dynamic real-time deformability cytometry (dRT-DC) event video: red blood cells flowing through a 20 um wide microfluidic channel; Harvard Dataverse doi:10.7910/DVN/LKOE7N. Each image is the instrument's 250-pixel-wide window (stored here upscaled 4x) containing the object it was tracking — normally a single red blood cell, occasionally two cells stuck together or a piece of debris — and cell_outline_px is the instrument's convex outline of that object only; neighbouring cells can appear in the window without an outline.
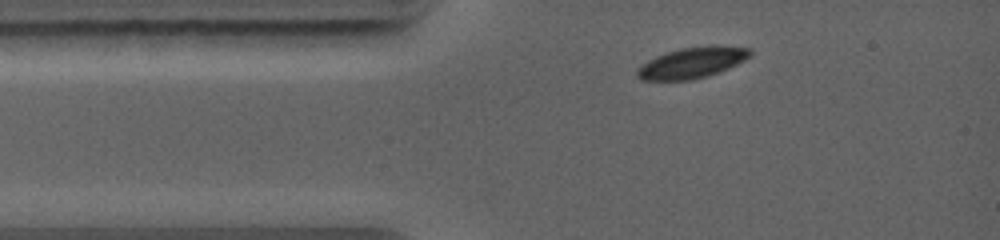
{"species": "common noctule bat (a hibernating species)", "species_latin": "Nyctalus noctula", "temperature_condition": "warm", "stored_images_in_passage": 3, "camera_frame_rate_fps": 5000, "um_per_image_px": 0.085, "animal": {"sex": "female", "body_mass_g": 19.0, "forearm_length_mm": 56.7}, "frame": {"image": 1, "passage_image": 1, "time_ms": 0.0, "image_size_px": [1000, 240], "cell_outline_px": [[752, 56], [728, 68], [708, 76], [692, 80], [640, 80], [636, 76], [636, 68], [648, 60], [664, 52], [680, 48], [708, 44], [716, 44], [752, 48]], "centroid_in_image_um": [58.84, 5.3], "position_along_channel_um": 26.2, "area_um2": 20.87}}
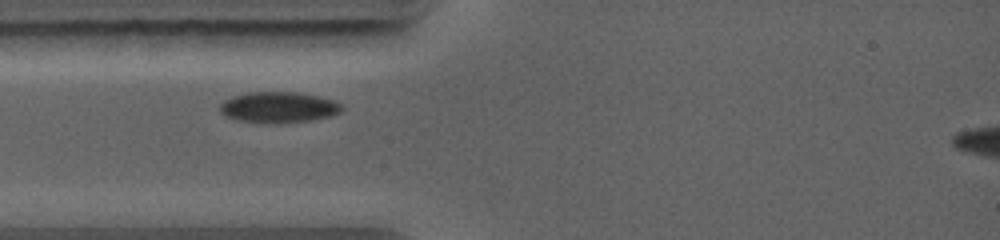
{"frame": {"image": 2, "passage_image": 2, "time_ms": 1.2, "image_size_px": [1000, 240], "cell_outline_px": [[344, 108], [340, 112], [332, 116], [312, 120], [280, 124], [260, 124], [240, 120], [224, 116], [220, 112], [220, 104], [224, 100], [232, 96], [248, 92], [296, 92], [316, 96], [332, 100], [340, 104]], "centroid_in_image_um": [23.65, 9.14], "position_along_channel_um": 61.4, "area_um2": 22.25}}
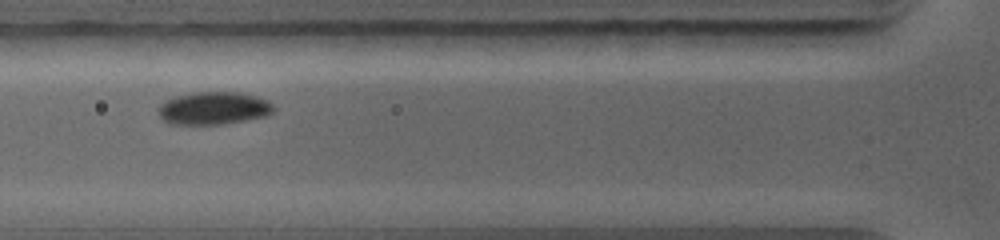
{"frame": {"image": 3, "passage_image": 3, "time_ms": 2.2, "image_size_px": [1000, 240], "cell_outline_px": [[276, 108], [272, 112], [264, 116], [224, 124], [168, 124], [160, 116], [160, 104], [164, 100], [176, 96], [192, 92], [236, 92], [256, 96], [268, 100]], "centroid_in_image_um": [18.15, 9.19], "position_along_channel_um": 107.6, "area_um2": 21.91}}